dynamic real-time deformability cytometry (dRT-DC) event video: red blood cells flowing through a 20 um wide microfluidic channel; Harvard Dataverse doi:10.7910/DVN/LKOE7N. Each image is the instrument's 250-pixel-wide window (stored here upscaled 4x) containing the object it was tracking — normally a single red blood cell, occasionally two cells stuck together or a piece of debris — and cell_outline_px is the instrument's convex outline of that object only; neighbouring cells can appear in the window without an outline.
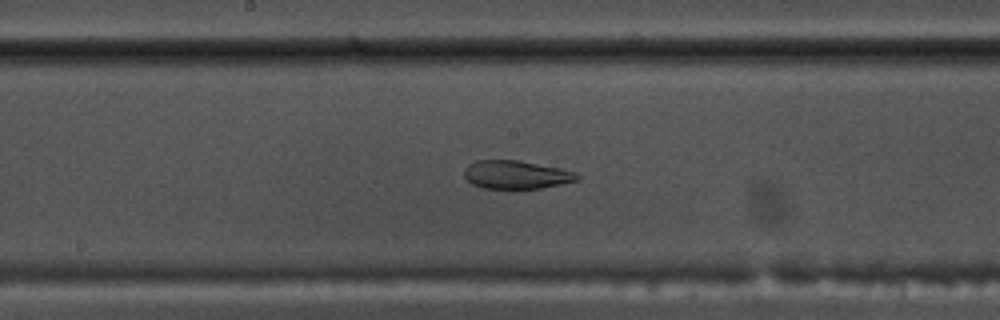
{"species": "common noctule bat (a hibernating species)", "species_latin": "Nyctalus noctula", "temperature_condition": "warm", "stored_images_in_passage": 48, "camera_frame_rate_fps": 3000, "um_per_image_px": 0.085, "animal": {"sex": "male", "body_mass_g": 17.5, "forearm_length_mm": 52.3}, "frame": {"image": 1, "passage_image": 22, "time_ms": 7.0, "image_size_px": [1000, 320], "cell_outline_px": [[580, 180], [540, 188], [484, 188], [472, 184], [464, 176], [464, 168], [468, 164], [480, 160], [520, 160], [560, 168], [576, 172], [580, 176]], "centroid_in_image_um": [43.89, 14.84], "position_along_channel_um": 204.3, "area_um2": 18.61}}
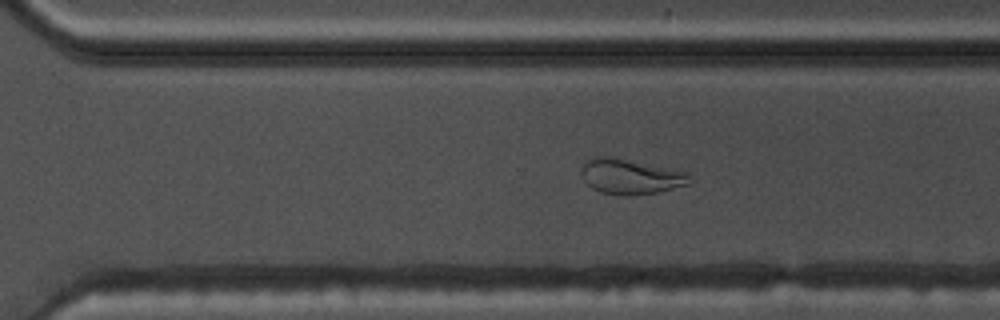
{"frame": {"image": 2, "passage_image": 31, "time_ms": 10.0, "image_size_px": [1000, 320], "cell_outline_px": [[692, 180], [688, 184], [656, 192], [632, 196], [620, 196], [600, 192], [592, 188], [584, 180], [580, 172], [584, 160], [592, 156], [608, 156], [688, 172]], "centroid_in_image_um": [53.54, 15.01], "position_along_channel_um": 317.1, "area_um2": 22.25}}
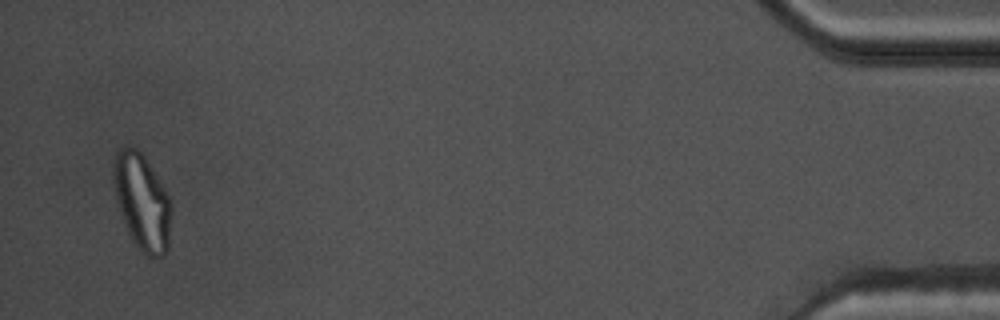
{"frame": {"image": 3, "passage_image": 46, "time_ms": 15.0, "image_size_px": [1000, 320], "cell_outline_px": [[172, 212], [168, 252], [164, 256], [152, 260], [144, 256], [132, 240], [128, 232], [112, 184], [112, 160], [116, 152], [120, 148], [128, 144], [136, 148], [144, 156], [164, 188], [172, 204]], "centroid_in_image_um": [12.08, 17.19], "position_along_channel_um": 423.1, "area_um2": 33.0}, "authors_computed_cell_mechanics": {"area_um2": 24.5361, "velocity_mm_per_s": 3.7657, "shape_relaxation_time_tau1_ms": null, "shape_relaxation_time_tau2_ms": 2.174, "deformation_change_tau1": null, "deformation_change_tau2": 0.0759}}